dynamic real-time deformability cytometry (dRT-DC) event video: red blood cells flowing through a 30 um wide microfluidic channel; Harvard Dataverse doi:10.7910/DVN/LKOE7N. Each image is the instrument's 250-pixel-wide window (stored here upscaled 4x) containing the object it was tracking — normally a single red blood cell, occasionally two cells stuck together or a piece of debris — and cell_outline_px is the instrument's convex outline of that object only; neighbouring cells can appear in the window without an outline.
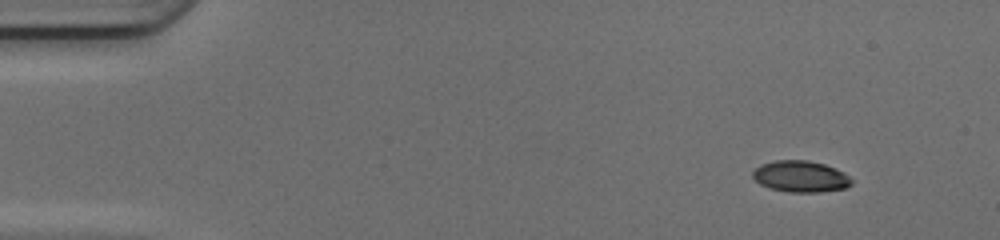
{"species": "common noctule bat (a hibernating species)", "species_latin": "Nyctalus noctula", "temperature_condition": "cold", "stored_images_in_passage": 44, "camera_frame_rate_fps": 3000, "um_per_image_px": 0.085, "animal": {"sex": "female", "body_mass_g": 17.0, "forearm_length_mm": 48.0}, "frame": {"image": 1, "passage_image": 1, "time_ms": 0.0, "image_size_px": [1000, 240], "cell_outline_px": [[852, 184], [844, 188], [820, 192], [788, 192], [768, 188], [760, 184], [752, 176], [752, 172], [760, 164], [776, 160], [808, 160], [824, 164], [844, 172], [852, 180]], "centroid_in_image_um": [68.03, 15.0], "position_along_channel_um": 17.0, "area_um2": 18.09}}
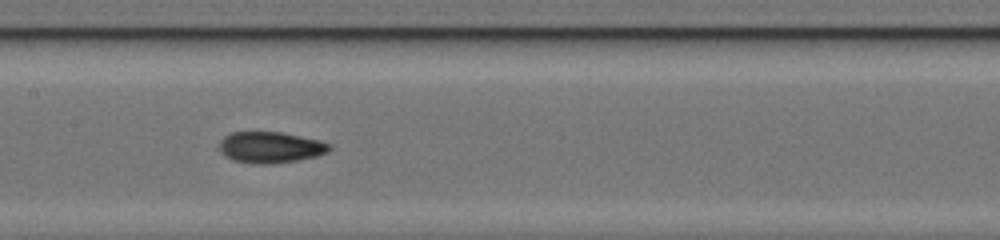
{"frame": {"image": 2, "passage_image": 21, "time_ms": 6.667, "image_size_px": [1000, 240], "cell_outline_px": [[332, 148], [328, 152], [316, 156], [296, 160], [272, 164], [260, 164], [232, 160], [224, 156], [220, 152], [220, 140], [224, 136], [232, 132], [280, 132], [320, 140], [332, 144]], "centroid_in_image_um": [22.99, 12.52], "position_along_channel_um": 184.4, "area_um2": 20.06}}
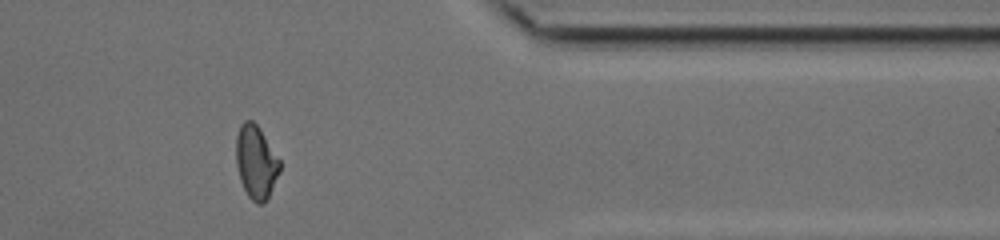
{"frame": {"image": 3, "passage_image": 37, "time_ms": 12.0, "image_size_px": [1000, 240], "cell_outline_px": [[280, 172], [268, 200], [264, 204], [256, 204], [248, 196], [240, 180], [236, 164], [236, 136], [240, 124], [244, 120], [252, 120], [260, 128], [280, 160]], "centroid_in_image_um": [21.77, 13.79], "position_along_channel_um": 389.6, "area_um2": 18.96}}